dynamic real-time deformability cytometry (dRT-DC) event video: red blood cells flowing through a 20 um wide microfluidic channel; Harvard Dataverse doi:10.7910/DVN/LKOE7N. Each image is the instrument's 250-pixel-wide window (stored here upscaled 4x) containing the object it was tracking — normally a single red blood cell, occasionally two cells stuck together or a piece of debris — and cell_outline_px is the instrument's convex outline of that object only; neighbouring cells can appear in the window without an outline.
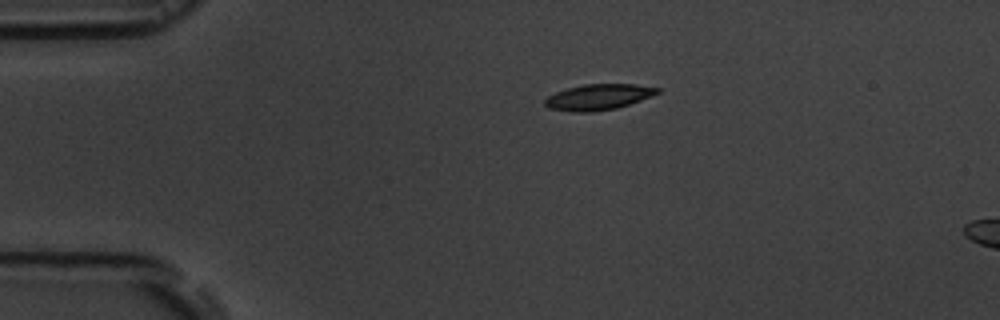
{"species": "common noctule bat (a hibernating species)", "species_latin": "Nyctalus noctula", "temperature_condition": "room temperature", "stored_images_in_passage": 3, "camera_frame_rate_fps": 3000, "um_per_image_px": 0.085, "animal": {"sex": "male", "body_mass_g": 19.5, "forearm_length_mm": 54.6}, "frame": {"image": 1, "passage_image": 1, "time_ms": 0.0, "image_size_px": [1000, 320], "cell_outline_px": [[660, 92], [652, 96], [616, 108], [592, 112], [572, 112], [548, 108], [544, 104], [544, 100], [548, 96], [556, 92], [568, 88], [584, 84], [636, 84], [660, 88]], "centroid_in_image_um": [50.85, 8.25], "position_along_channel_um": 34.1, "area_um2": 16.88}}